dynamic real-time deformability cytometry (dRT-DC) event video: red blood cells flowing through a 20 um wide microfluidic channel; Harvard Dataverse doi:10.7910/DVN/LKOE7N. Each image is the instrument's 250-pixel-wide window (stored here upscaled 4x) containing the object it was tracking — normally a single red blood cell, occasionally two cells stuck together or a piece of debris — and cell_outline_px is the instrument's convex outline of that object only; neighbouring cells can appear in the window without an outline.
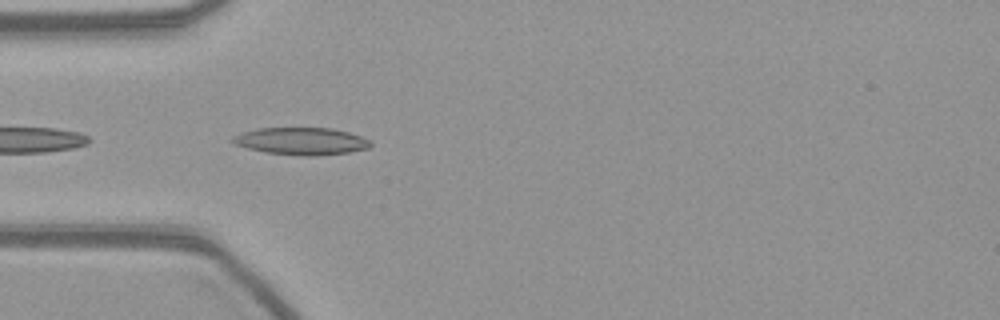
{"species": "common noctule bat (a hibernating species)", "species_latin": "Nyctalus noctula", "temperature_condition": "warm", "stored_images_in_passage": 6, "camera_frame_rate_fps": 3000, "um_per_image_px": 0.085, "animal": {"sex": "female", "body_mass_g": 21.9}, "frame": {"image": 1, "passage_image": 2, "time_ms": 0.333, "image_size_px": [1000, 320], "cell_outline_px": [[372, 144], [368, 148], [348, 152], [316, 156], [300, 156], [264, 152], [248, 148], [236, 144], [228, 140], [232, 136], [240, 132], [260, 128], [332, 128], [348, 132], [372, 140]], "centroid_in_image_um": [25.59, 12.0], "position_along_channel_um": 59.4, "area_um2": 22.08}}